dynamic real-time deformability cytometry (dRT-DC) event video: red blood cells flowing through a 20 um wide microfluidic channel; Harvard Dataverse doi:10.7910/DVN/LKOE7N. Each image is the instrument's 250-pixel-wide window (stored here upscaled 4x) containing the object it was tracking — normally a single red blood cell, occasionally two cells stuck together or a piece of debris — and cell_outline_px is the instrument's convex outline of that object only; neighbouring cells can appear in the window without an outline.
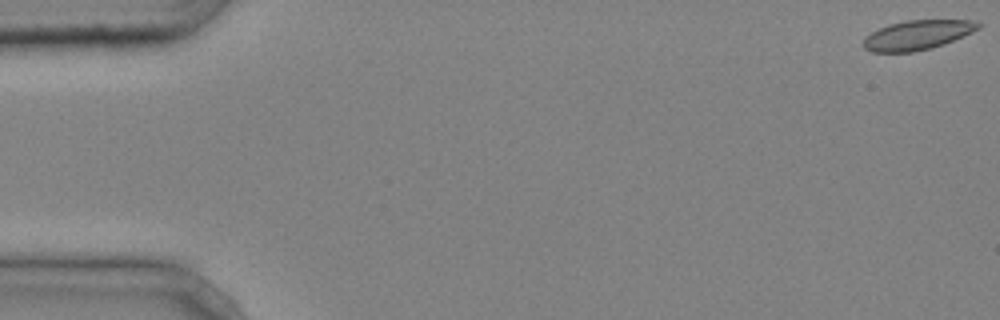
{"species": "common noctule bat (a hibernating species)", "species_latin": "Nyctalus noctula", "temperature_condition": "cold", "stored_images_in_passage": 42, "camera_frame_rate_fps": 3000, "um_per_image_px": 0.085, "animal": {"sex": "male", "body_mass_g": 20.4}, "frame": {"image": 1, "passage_image": 1, "time_ms": 0.0, "image_size_px": [1000, 320], "cell_outline_px": [[984, 24], [980, 28], [972, 32], [952, 40], [928, 48], [912, 52], [872, 52], [864, 48], [860, 44], [872, 32], [888, 24], [908, 20], [972, 20]], "centroid_in_image_um": [77.96, 2.96], "position_along_channel_um": 7.0, "area_um2": 19.48}}
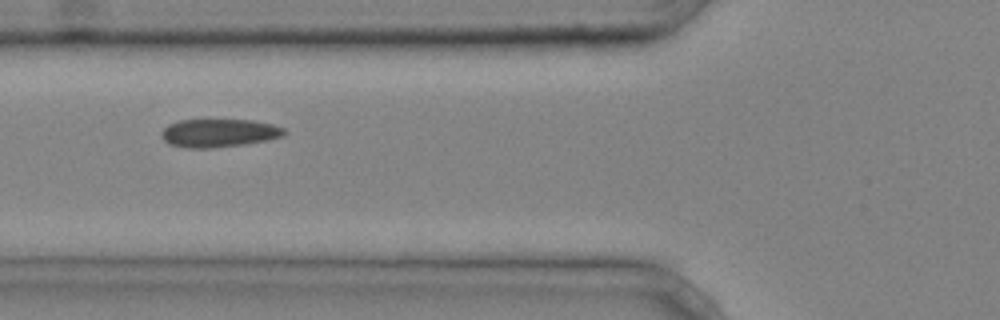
{"frame": {"image": 2, "passage_image": 18, "time_ms": 5.667, "image_size_px": [1000, 320], "cell_outline_px": [[288, 132], [284, 136], [268, 140], [244, 144], [208, 148], [184, 148], [168, 144], [160, 136], [160, 132], [168, 124], [180, 120], [252, 120], [272, 124], [284, 128]], "centroid_in_image_um": [18.6, 11.31], "position_along_channel_um": 107.2, "area_um2": 20.35}}
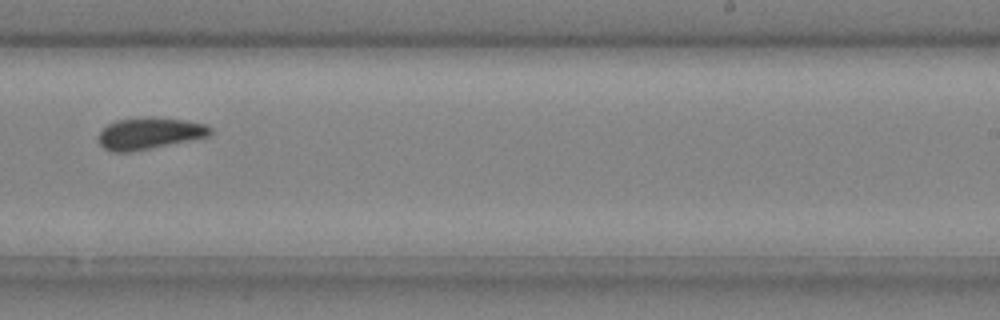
{"frame": {"image": 3, "passage_image": 30, "time_ms": 9.667, "image_size_px": [1000, 320], "cell_outline_px": [[212, 132], [208, 136], [152, 148], [128, 152], [112, 152], [104, 148], [100, 144], [100, 132], [108, 124], [116, 120], [144, 116], [184, 120], [208, 124], [212, 128]], "centroid_in_image_um": [12.72, 11.32], "position_along_channel_um": 276.3, "area_um2": 20.58}, "authors_computed_cell_mechanics": {"area_um2": 20.5768, "velocity_mm_per_s": 4.232, "shape_relaxation_time_tau1_ms": 8.4748, "shape_relaxation_time_tau2_ms": 8.422, "deformation_change_tau1": 0.1487, "deformation_change_tau2": 0.1209}}